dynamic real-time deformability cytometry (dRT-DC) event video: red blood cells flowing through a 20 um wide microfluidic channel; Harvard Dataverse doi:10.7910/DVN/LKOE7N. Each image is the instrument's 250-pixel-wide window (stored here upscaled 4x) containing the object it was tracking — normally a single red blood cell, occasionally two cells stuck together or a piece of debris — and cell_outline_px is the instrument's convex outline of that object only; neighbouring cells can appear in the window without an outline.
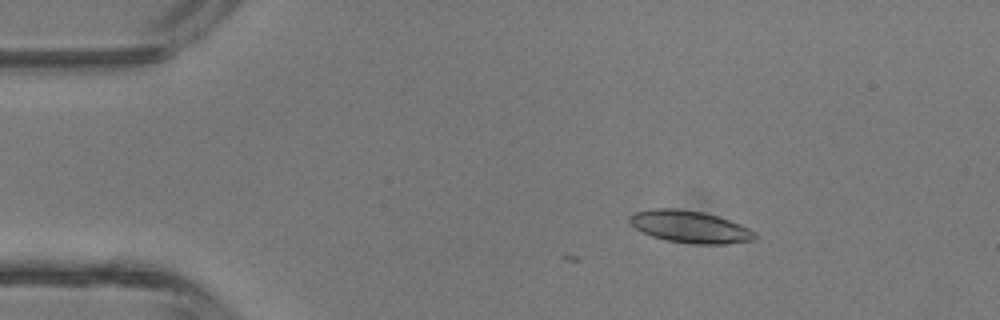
{"species": "common noctule bat (a hibernating species)", "species_latin": "Nyctalus noctula", "temperature_condition": "room temperature", "stored_images_in_passage": 6, "camera_frame_rate_fps": 3000, "um_per_image_px": 0.085, "animal": {"sex": "male", "body_mass_g": 13.3}, "frame": {"image": 1, "passage_image": 3, "time_ms": 2.333, "image_size_px": [1000, 320], "cell_outline_px": [[756, 236], [752, 240], [724, 244], [692, 244], [668, 240], [652, 236], [636, 228], [628, 220], [628, 216], [632, 212], [652, 208], [676, 208], [704, 212], [740, 224], [756, 232]], "centroid_in_image_um": [58.61, 19.26], "position_along_channel_um": 26.4, "area_um2": 23.35}}
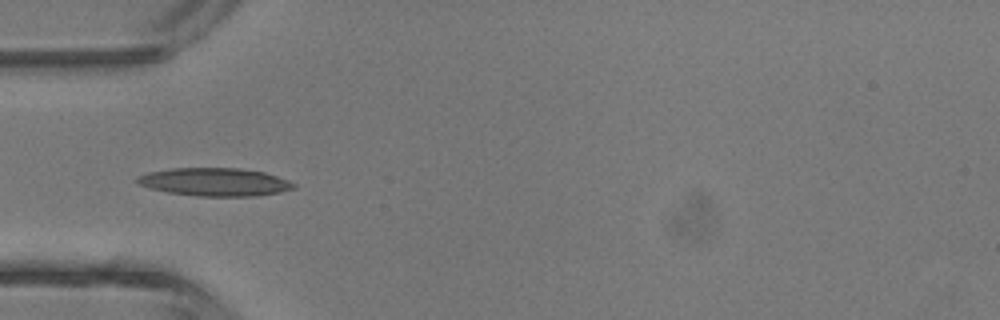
{"frame": {"image": 2, "passage_image": 5, "time_ms": 4.667, "image_size_px": [1000, 320], "cell_outline_px": [[296, 188], [280, 192], [256, 196], [196, 196], [168, 192], [136, 184], [136, 180], [140, 176], [148, 172], [172, 168], [236, 168], [264, 172], [288, 180], [296, 184]], "centroid_in_image_um": [18.27, 15.47], "position_along_channel_um": 66.7, "area_um2": 25.49}}
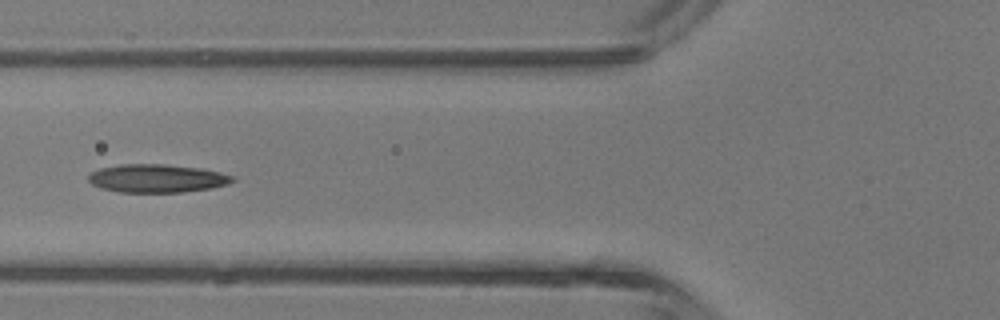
{"frame": {"image": 3, "passage_image": 6, "time_ms": 5.667, "image_size_px": [1000, 320], "cell_outline_px": [[236, 180], [228, 184], [212, 188], [184, 192], [120, 192], [100, 188], [92, 184], [88, 180], [88, 176], [92, 172], [100, 168], [120, 164], [164, 164], [204, 168], [236, 176]], "centroid_in_image_um": [13.39, 15.16], "position_along_channel_um": 112.4, "area_um2": 23.99}}